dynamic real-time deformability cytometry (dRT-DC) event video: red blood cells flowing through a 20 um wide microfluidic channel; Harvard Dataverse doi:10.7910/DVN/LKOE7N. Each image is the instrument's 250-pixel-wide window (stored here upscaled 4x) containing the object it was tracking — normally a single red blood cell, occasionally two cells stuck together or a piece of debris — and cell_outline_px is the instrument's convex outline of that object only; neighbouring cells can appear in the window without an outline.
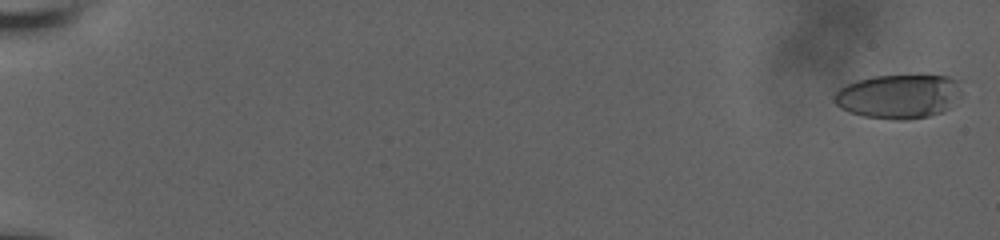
{"species": "human", "species_latin": "Homo sapiens", "temperature_condition": "room temperature", "stored_images_in_passage": 50, "camera_frame_rate_fps": 3000, "um_per_image_px": 0.085, "donor": {"sex": "male"}, "frame": {"image": 1, "passage_image": 1, "time_ms": 0.0, "image_size_px": [1000, 240], "cell_outline_px": [[960, 92], [948, 108], [940, 112], [928, 116], [908, 120], [896, 120], [864, 116], [848, 112], [840, 108], [832, 100], [832, 96], [840, 88], [856, 80], [872, 76], [948, 76], [960, 80]], "centroid_in_image_um": [76.33, 8.19], "position_along_channel_um": 8.7, "area_um2": 32.66}}
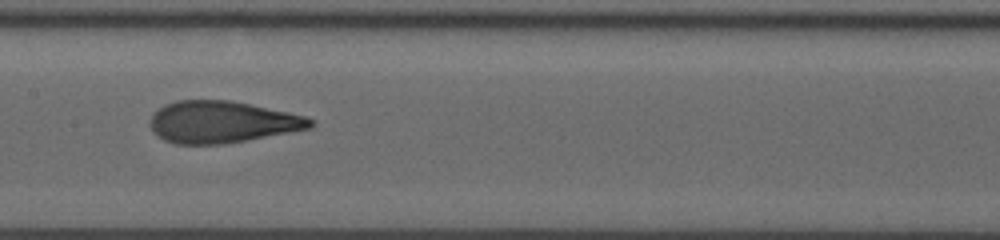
{"frame": {"image": 2, "passage_image": 27, "time_ms": 11.0, "image_size_px": [1000, 240], "cell_outline_px": [[316, 124], [312, 128], [248, 140], [220, 144], [176, 144], [164, 140], [152, 132], [148, 124], [148, 120], [152, 112], [164, 104], [176, 100], [228, 100], [308, 116], [316, 120]], "centroid_in_image_um": [18.85, 10.37], "position_along_channel_um": 188.6, "area_um2": 39.54}}
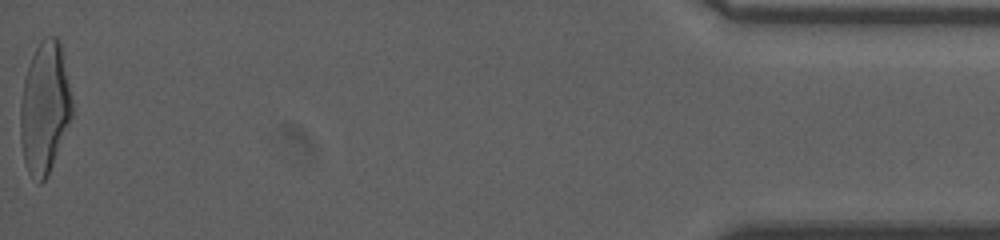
{"frame": {"image": 3, "passage_image": 50, "time_ms": 20.0, "image_size_px": [1000, 240], "cell_outline_px": [[72, 116], [48, 176], [40, 184], [36, 184], [28, 172], [24, 160], [20, 140], [20, 104], [24, 76], [32, 56], [40, 40], [44, 36], [56, 36], [60, 40], [72, 100]], "centroid_in_image_um": [3.78, 9.17], "position_along_channel_um": 431.4, "area_um2": 39.88}, "authors_computed_cell_mechanics": {"area_um2": 38.2925, "velocity_mm_per_s": 3.6583, "shape_relaxation_time_tau1_ms": 7.9292, "shape_relaxation_time_tau2_ms": 0.9381, "deformation_change_tau1": 0.2866, "deformation_change_tau2": 0.0921}}